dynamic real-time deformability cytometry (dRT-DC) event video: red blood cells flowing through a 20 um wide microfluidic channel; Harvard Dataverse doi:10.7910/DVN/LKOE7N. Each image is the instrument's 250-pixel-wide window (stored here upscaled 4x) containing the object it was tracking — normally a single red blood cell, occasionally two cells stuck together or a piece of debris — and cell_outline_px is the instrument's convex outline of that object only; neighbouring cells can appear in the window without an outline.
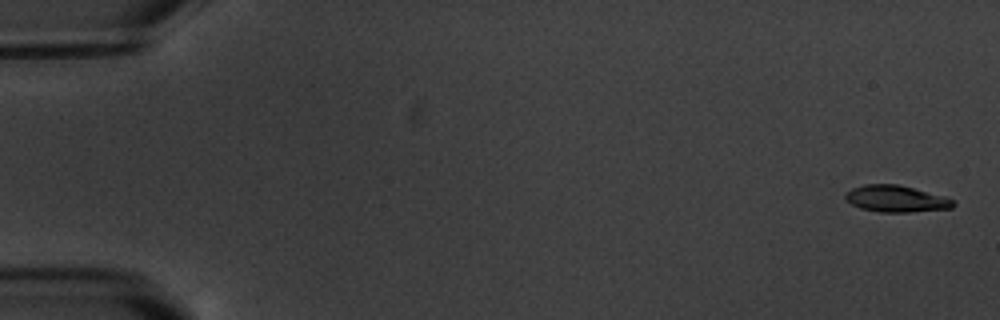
{"species": "common noctule bat (a hibernating species)", "species_latin": "Nyctalus noctula", "temperature_condition": "warm", "stored_images_in_passage": 5, "camera_frame_rate_fps": 3000, "um_per_image_px": 0.085, "animal": {"sex": "male", "body_mass_g": 20.1, "forearm_length_mm": 53.5}, "frame": {"image": 1, "passage_image": 1, "time_ms": 0.0, "image_size_px": [1000, 320], "cell_outline_px": [[956, 204], [952, 208], [908, 212], [880, 212], [860, 208], [852, 204], [844, 196], [844, 192], [852, 188], [864, 184], [896, 184], [944, 196], [952, 200]], "centroid_in_image_um": [76.13, 16.89], "position_along_channel_um": 8.9, "area_um2": 16.59}}
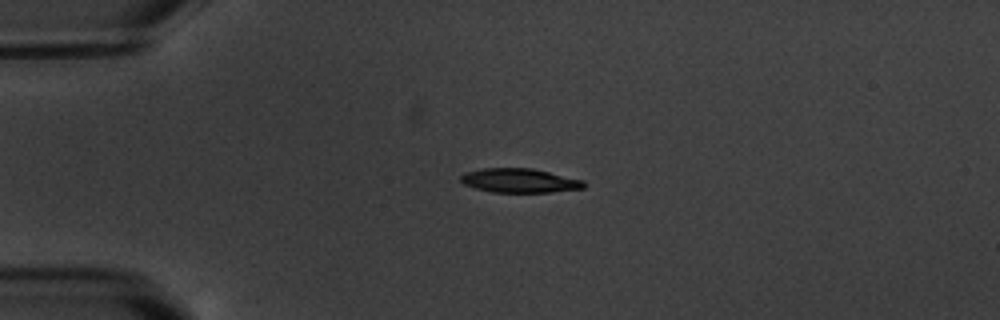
{"frame": {"image": 2, "passage_image": 4, "time_ms": 4.333, "image_size_px": [1000, 320], "cell_outline_px": [[588, 184], [584, 188], [552, 192], [492, 192], [476, 188], [464, 184], [460, 180], [460, 176], [464, 172], [484, 168], [532, 168], [584, 180]], "centroid_in_image_um": [44.19, 15.34], "position_along_channel_um": 40.8, "area_um2": 17.4}}